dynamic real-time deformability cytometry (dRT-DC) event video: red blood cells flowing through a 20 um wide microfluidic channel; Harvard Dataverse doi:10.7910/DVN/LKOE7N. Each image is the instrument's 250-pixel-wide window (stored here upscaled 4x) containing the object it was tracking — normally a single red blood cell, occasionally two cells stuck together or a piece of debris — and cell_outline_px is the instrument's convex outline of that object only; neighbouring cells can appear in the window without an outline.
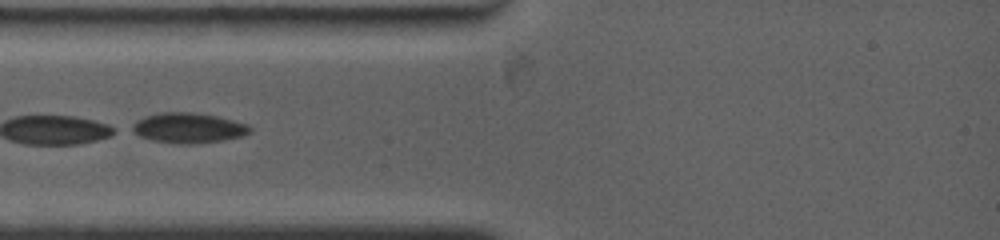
{"species": "common noctule bat (a hibernating species)", "species_latin": "Nyctalus noctula", "temperature_condition": "warm", "stored_images_in_passage": 4, "camera_frame_rate_fps": 4500, "um_per_image_px": 0.085, "animal": {"sex": "female", "body_mass_g": 19.0, "forearm_length_mm": 53.3}, "frame": {"image": 1, "passage_image": 1, "time_ms": 0.0, "image_size_px": [1000, 240], "cell_outline_px": [[252, 132], [244, 136], [224, 140], [192, 144], [180, 144], [152, 140], [140, 136], [124, 128], [136, 120], [144, 116], [160, 112], [192, 112], [216, 116], [248, 124], [252, 128]], "centroid_in_image_um": [15.95, 10.87], "position_along_channel_um": 69.0, "area_um2": 21.15}}